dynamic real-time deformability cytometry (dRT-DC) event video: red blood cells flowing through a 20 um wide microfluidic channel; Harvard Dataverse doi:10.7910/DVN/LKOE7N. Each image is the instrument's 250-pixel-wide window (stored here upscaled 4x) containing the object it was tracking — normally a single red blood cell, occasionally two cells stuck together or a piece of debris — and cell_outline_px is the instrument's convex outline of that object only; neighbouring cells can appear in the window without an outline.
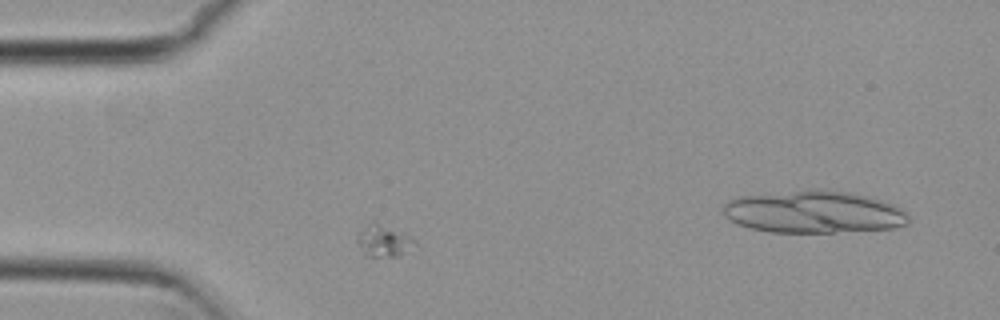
{"species": "common noctule bat (a hibernating species)", "species_latin": "Nyctalus noctula", "temperature_condition": "cold", "stored_images_in_passage": 46, "camera_frame_rate_fps": 3000, "um_per_image_px": 0.085, "animal": {"sex": "female", "body_mass_g": 29.2, "forearm_length_mm": 56.3}, "frame": {"image": 1, "passage_image": 4, "time_ms": 1.0, "image_size_px": [1000, 320], "cell_outline_px": [[416, 244], [400, 256], [368, 256], [356, 240], [356, 236], [372, 220], [412, 236], [416, 240]], "centroid_in_image_um": [32.65, 20.45], "position_along_channel_um": 52.4, "area_um2": 10.46}}
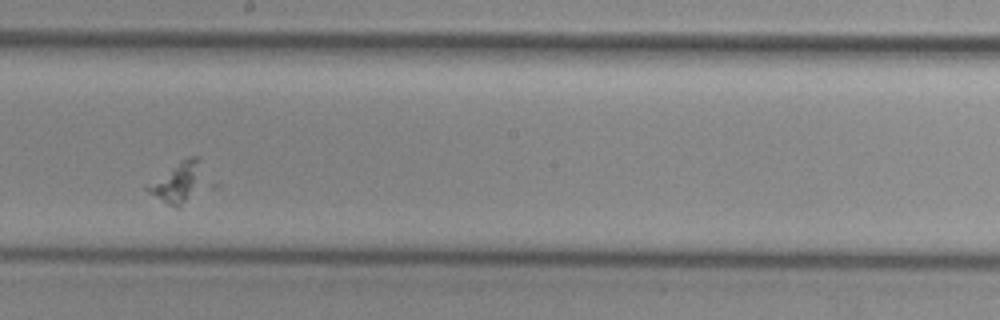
{"frame": {"image": 2, "passage_image": 20, "time_ms": 6.333, "image_size_px": [1000, 320], "cell_outline_px": [[200, 156], [188, 192], [180, 208], [176, 208], [168, 204], [148, 192], [144, 188], [144, 184], [180, 160], [188, 156]], "centroid_in_image_um": [14.78, 15.46], "position_along_channel_um": 233.4, "area_um2": 11.27}}
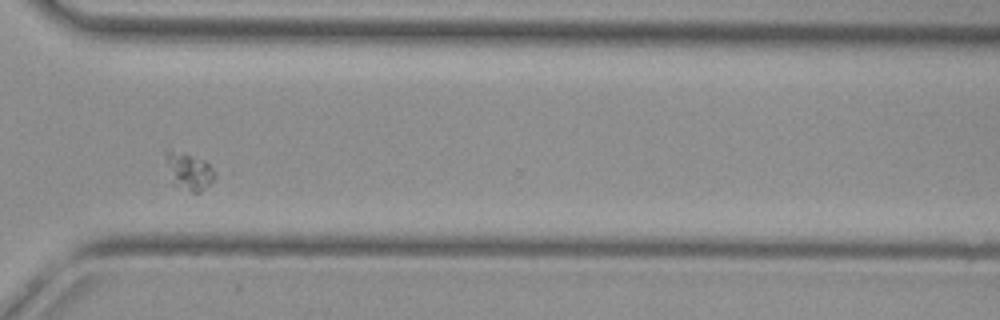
{"frame": {"image": 3, "passage_image": 30, "time_ms": 9.667, "image_size_px": [1000, 320], "cell_outline_px": [[216, 176], [200, 192], [192, 192], [172, 184], [164, 156], [164, 152], [168, 148], [204, 160], [216, 172]], "centroid_in_image_um": [16.01, 14.53], "position_along_channel_um": 354.6, "area_um2": 10.58}}